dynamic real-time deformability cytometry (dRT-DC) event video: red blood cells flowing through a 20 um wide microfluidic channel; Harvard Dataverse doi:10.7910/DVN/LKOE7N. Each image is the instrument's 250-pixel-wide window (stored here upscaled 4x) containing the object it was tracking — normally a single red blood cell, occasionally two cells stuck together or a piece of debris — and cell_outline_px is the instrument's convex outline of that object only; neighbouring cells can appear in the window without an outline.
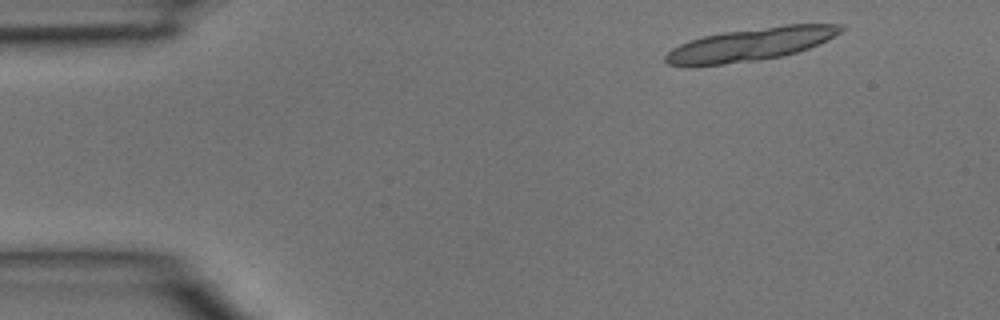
{"species": "common noctule bat (a hibernating species)", "species_latin": "Nyctalus noctula", "temperature_condition": "room temperature", "stored_images_in_passage": 6, "camera_frame_rate_fps": 3000, "um_per_image_px": 0.085, "animal": {"sex": "male", "body_mass_g": 15.6}, "frame": {"image": 1, "passage_image": 1, "time_ms": 0.0, "image_size_px": [1000, 320], "cell_outline_px": [[844, 28], [840, 32], [808, 48], [796, 52], [780, 56], [756, 60], [724, 64], [688, 68], [668, 64], [664, 60], [664, 56], [672, 48], [688, 40], [704, 36], [724, 32], [784, 24], [844, 24]], "centroid_in_image_um": [63.69, 3.78], "position_along_channel_um": 21.3, "area_um2": 33.64}}